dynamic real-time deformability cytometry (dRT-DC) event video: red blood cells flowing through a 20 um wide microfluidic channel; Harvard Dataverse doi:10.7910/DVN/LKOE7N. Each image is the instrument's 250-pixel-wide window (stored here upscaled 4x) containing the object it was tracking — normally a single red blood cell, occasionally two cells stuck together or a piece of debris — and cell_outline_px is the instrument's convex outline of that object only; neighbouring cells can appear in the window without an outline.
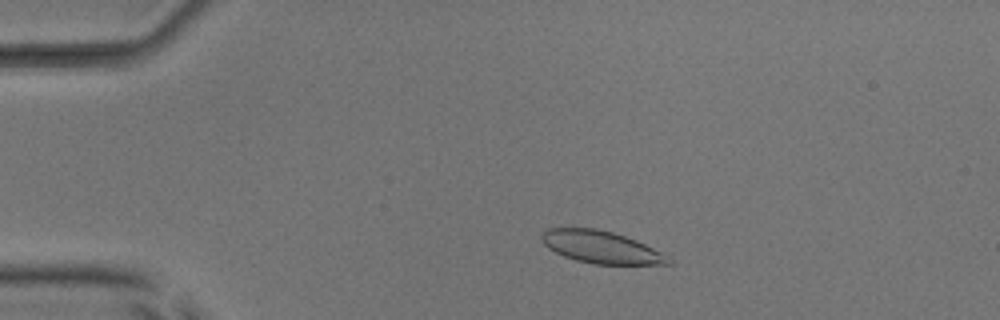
{"species": "common noctule bat (a hibernating species)", "species_latin": "Nyctalus noctula", "temperature_condition": "room temperature", "stored_images_in_passage": 49, "camera_frame_rate_fps": 3000, "um_per_image_px": 0.085, "animal": {"sex": "male", "body_mass_g": 17.9, "forearm_length_mm": 54.2}, "frame": {"image": 1, "passage_image": 8, "time_ms": 2.333, "image_size_px": [1000, 320], "cell_outline_px": [[672, 264], [592, 264], [576, 260], [564, 256], [548, 248], [540, 240], [540, 236], [548, 228], [596, 228], [612, 232], [636, 240], [660, 252], [672, 260]], "centroid_in_image_um": [51.05, 21.0], "position_along_channel_um": 33.9, "area_um2": 23.64}}
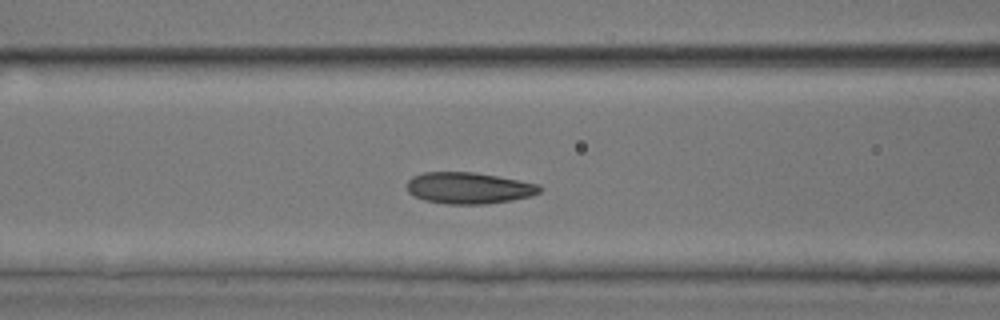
{"frame": {"image": 2, "passage_image": 19, "time_ms": 6.0, "image_size_px": [1000, 320], "cell_outline_px": [[544, 188], [540, 192], [532, 196], [512, 200], [488, 204], [444, 204], [424, 200], [408, 192], [408, 180], [412, 176], [424, 172], [472, 172], [496, 176], [540, 184]], "centroid_in_image_um": [39.88, 15.99], "position_along_channel_um": 126.7, "area_um2": 24.39}}
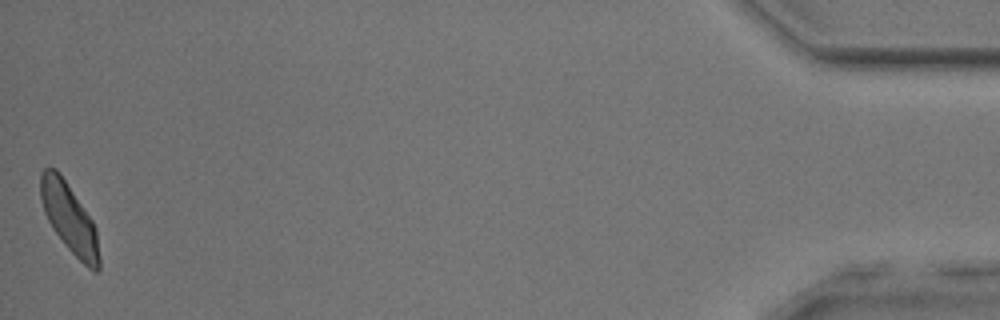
{"frame": {"image": 3, "passage_image": 49, "time_ms": 16.0, "image_size_px": [1000, 320], "cell_outline_px": [[100, 268], [96, 272], [88, 268], [64, 244], [52, 228], [44, 212], [40, 200], [40, 172], [44, 168], [56, 168], [92, 220], [96, 228], [100, 256]], "centroid_in_image_um": [5.88, 18.56], "position_along_channel_um": 429.3, "area_um2": 23.52}, "authors_computed_cell_mechanics": {"area_um2": 24.3916, "velocity_mm_per_s": 3.961, "shape_relaxation_time_tau1_ms": 2.6216, "shape_relaxation_time_tau2_ms": 1.2649, "deformation_change_tau1": 0.0906, "deformation_change_tau2": 0.0623}}